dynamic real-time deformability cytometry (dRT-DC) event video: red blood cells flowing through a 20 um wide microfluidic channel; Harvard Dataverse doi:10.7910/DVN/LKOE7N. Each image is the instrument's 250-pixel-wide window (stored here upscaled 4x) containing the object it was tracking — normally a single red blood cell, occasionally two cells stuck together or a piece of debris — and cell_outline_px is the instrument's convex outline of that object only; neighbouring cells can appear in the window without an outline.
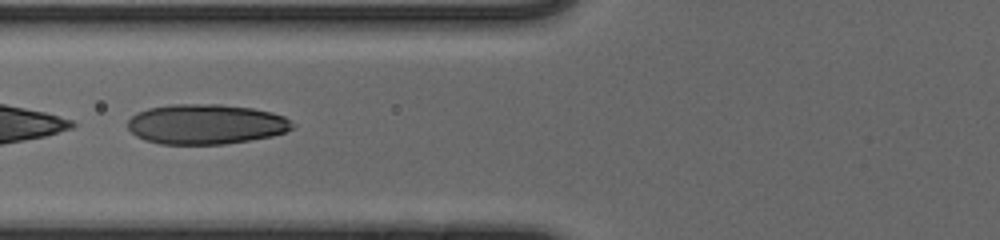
{"species": "human", "species_latin": "Homo sapiens", "temperature_condition": "cold", "stored_images_in_passage": 31, "camera_frame_rate_fps": 3000, "um_per_image_px": 0.085, "donor": {"sex": "male"}, "frame": {"image": 1, "passage_image": 5, "time_ms": 1.333, "image_size_px": [1000, 240], "cell_outline_px": [[296, 128], [272, 136], [224, 144], [160, 144], [144, 140], [136, 136], [128, 128], [128, 120], [136, 112], [148, 108], [172, 104], [220, 104], [252, 108], [272, 112], [284, 116], [296, 124]], "centroid_in_image_um": [17.51, 10.55], "position_along_channel_um": 108.3, "area_um2": 38.67}}
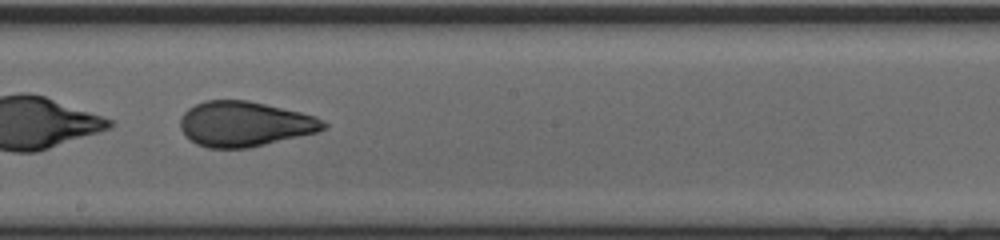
{"frame": {"image": 2, "passage_image": 14, "time_ms": 4.333, "image_size_px": [1000, 240], "cell_outline_px": [[328, 128], [316, 132], [248, 148], [208, 148], [196, 144], [184, 136], [180, 128], [180, 120], [184, 112], [188, 108], [204, 100], [248, 100], [300, 112], [316, 116], [324, 120], [328, 124]], "centroid_in_image_um": [20.78, 10.53], "position_along_channel_um": 227.4, "area_um2": 37.74}, "authors_computed_cell_mechanics": {"area_um2": 38.0902, "velocity_mm_per_s": 3.9816, "shape_relaxation_time_tau1_ms": 6.5543, "shape_relaxation_time_tau2_ms": 1.0629, "deformation_change_tau1": 0.1966, "deformation_change_tau2": 0.0772}}